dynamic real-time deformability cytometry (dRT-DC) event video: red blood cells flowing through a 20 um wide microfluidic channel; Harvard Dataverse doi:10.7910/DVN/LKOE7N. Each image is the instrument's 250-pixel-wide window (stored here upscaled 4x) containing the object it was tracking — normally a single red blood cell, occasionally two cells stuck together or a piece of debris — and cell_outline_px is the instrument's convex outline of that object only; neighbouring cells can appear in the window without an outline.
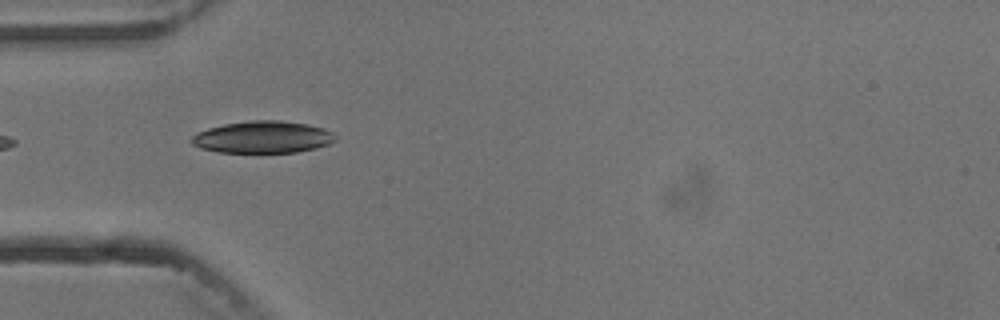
{"species": "common noctule bat (a hibernating species)", "species_latin": "Nyctalus noctula", "temperature_condition": "cold", "stored_images_in_passage": 9, "camera_frame_rate_fps": 3000, "um_per_image_px": 0.085, "animal": {"sex": "male", "body_mass_g": 13.3}, "frame": {"image": 1, "passage_image": 4, "time_ms": 4.333, "image_size_px": [1000, 320], "cell_outline_px": [[336, 140], [328, 144], [316, 148], [296, 152], [220, 152], [200, 148], [192, 144], [188, 140], [196, 132], [208, 128], [224, 124], [248, 120], [280, 120], [308, 124], [324, 128], [332, 132], [336, 136]], "centroid_in_image_um": [22.31, 11.64], "position_along_channel_um": 62.7, "area_um2": 26.99}}
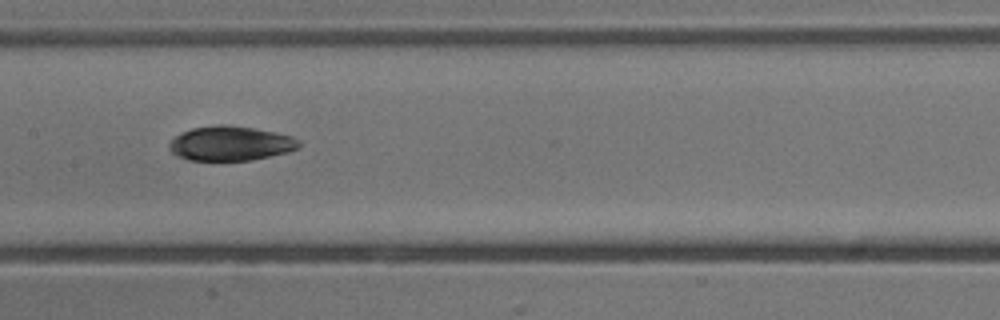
{"frame": {"image": 2, "passage_image": 7, "time_ms": 7.667, "image_size_px": [1000, 320], "cell_outline_px": [[300, 144], [296, 148], [288, 152], [248, 160], [188, 160], [176, 156], [168, 148], [168, 144], [180, 132], [192, 128], [216, 124], [224, 124], [252, 128], [292, 136], [300, 140]], "centroid_in_image_um": [19.54, 12.18], "position_along_channel_um": 187.9, "area_um2": 25.95}}
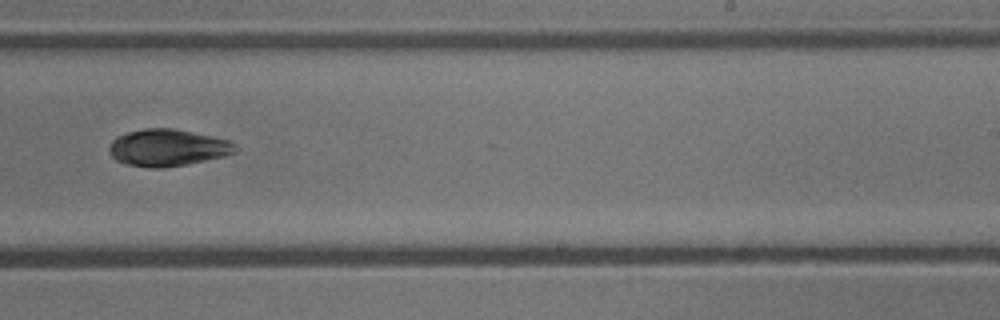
{"frame": {"image": 3, "passage_image": 9, "time_ms": 10.0, "image_size_px": [1000, 320], "cell_outline_px": [[240, 148], [236, 152], [224, 156], [188, 164], [164, 168], [152, 168], [128, 164], [116, 160], [112, 156], [108, 148], [112, 140], [116, 136], [128, 132], [144, 128], [172, 128], [232, 140]], "centroid_in_image_um": [14.29, 12.55], "position_along_channel_um": 274.7, "area_um2": 27.34}}